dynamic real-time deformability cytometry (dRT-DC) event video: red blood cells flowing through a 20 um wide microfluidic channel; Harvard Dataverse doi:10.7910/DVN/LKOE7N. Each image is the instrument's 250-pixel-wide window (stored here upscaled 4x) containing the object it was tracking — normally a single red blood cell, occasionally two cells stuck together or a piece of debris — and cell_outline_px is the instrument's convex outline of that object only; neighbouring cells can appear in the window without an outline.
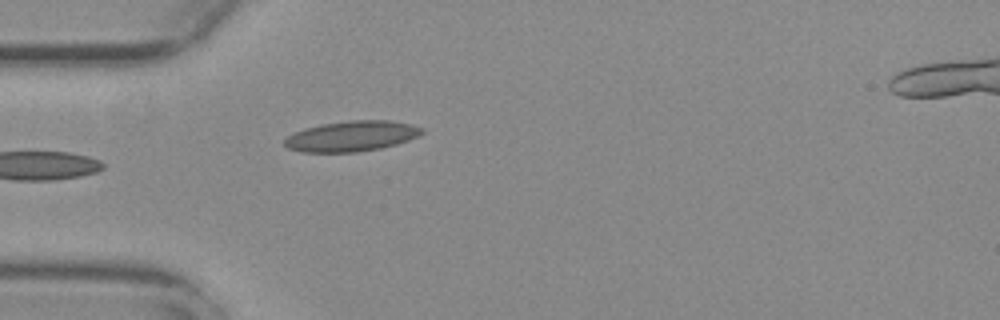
{"species": "common noctule bat (a hibernating species)", "species_latin": "Nyctalus noctula", "temperature_condition": "warm", "stored_images_in_passage": 21, "camera_frame_rate_fps": 3000, "um_per_image_px": 0.085, "animal": {"sex": "female", "body_mass_g": 29.2, "forearm_length_mm": 56.3}, "frame": {"image": 1, "passage_image": 1, "time_ms": 0.0, "image_size_px": [1000, 320], "cell_outline_px": [[424, 132], [420, 136], [396, 144], [380, 148], [356, 152], [304, 152], [288, 148], [284, 144], [284, 140], [288, 136], [304, 128], [320, 124], [352, 120], [388, 120], [412, 124], [424, 128]], "centroid_in_image_um": [29.92, 11.56], "position_along_channel_um": 55.1, "area_um2": 24.39}}
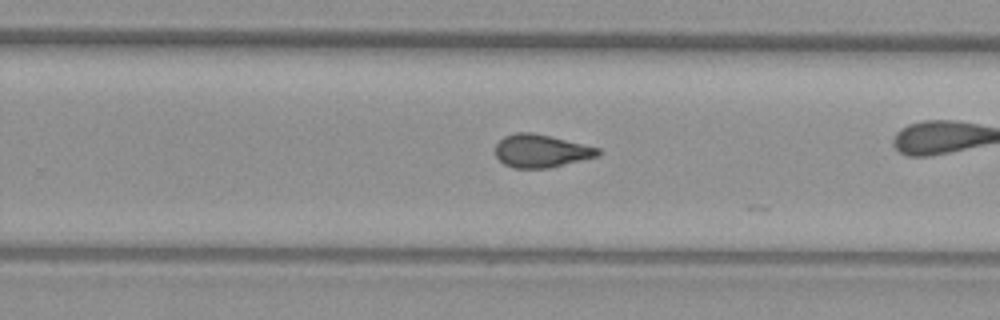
{"frame": {"image": 2, "passage_image": 17, "time_ms": 5.333, "image_size_px": [1000, 320], "cell_outline_px": [[600, 156], [548, 168], [512, 168], [504, 164], [496, 156], [496, 144], [504, 136], [516, 132], [532, 132], [600, 148]], "centroid_in_image_um": [45.99, 12.83], "position_along_channel_um": 283.8, "area_um2": 19.65}}
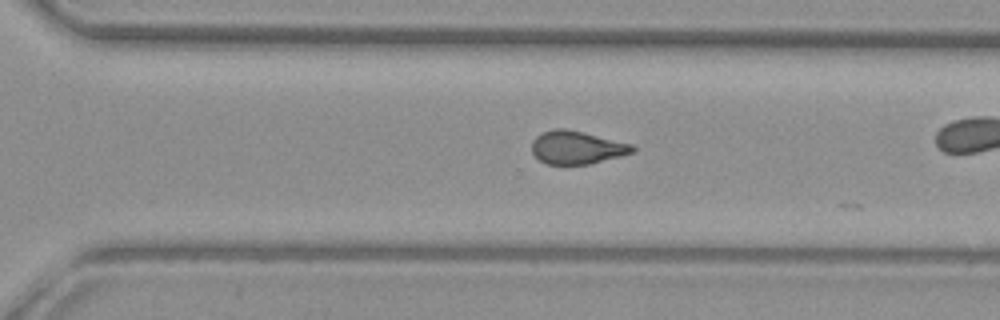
{"frame": {"image": 3, "passage_image": 20, "time_ms": 6.333, "image_size_px": [1000, 320], "cell_outline_px": [[636, 148], [632, 152], [620, 156], [588, 164], [548, 164], [540, 160], [532, 152], [532, 140], [540, 132], [556, 128], [564, 128], [632, 144]], "centroid_in_image_um": [48.99, 12.53], "position_along_channel_um": 321.6, "area_um2": 19.13}}